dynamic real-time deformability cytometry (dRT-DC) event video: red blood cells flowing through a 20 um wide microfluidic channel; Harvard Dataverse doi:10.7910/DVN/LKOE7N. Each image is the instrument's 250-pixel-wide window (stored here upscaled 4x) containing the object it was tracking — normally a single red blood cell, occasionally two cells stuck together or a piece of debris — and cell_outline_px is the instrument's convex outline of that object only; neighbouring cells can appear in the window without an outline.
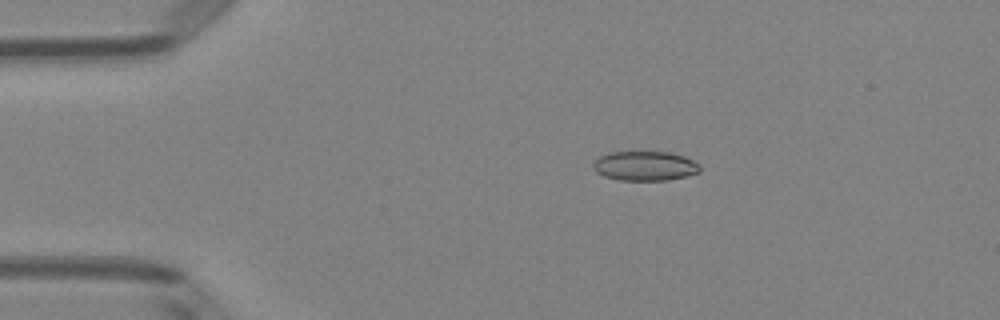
{"species": "Egyptian fruit bat (a non-hibernating species)", "species_latin": "Rousettus aegyptiacus", "temperature_condition": "room temperature", "stored_images_in_passage": 44, "camera_frame_rate_fps": 3000, "um_per_image_px": 0.085, "animal": {"sex": "female"}, "frame": {"image": 1, "passage_image": 3, "time_ms": 0.667, "image_size_px": [1000, 320], "cell_outline_px": [[700, 172], [668, 180], [620, 180], [604, 176], [596, 172], [592, 168], [592, 164], [600, 156], [608, 152], [672, 152], [684, 156], [700, 164]], "centroid_in_image_um": [54.81, 14.1], "position_along_channel_um": 30.2, "area_um2": 18.38}}
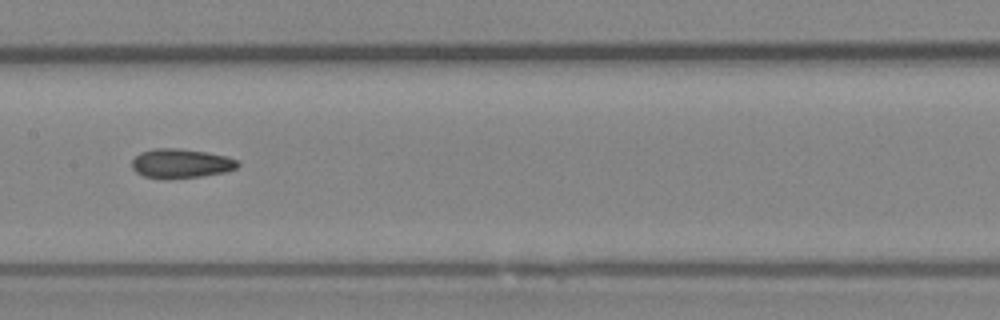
{"frame": {"image": 2, "passage_image": 19, "time_ms": 6.0, "image_size_px": [1000, 320], "cell_outline_px": [[240, 164], [236, 168], [224, 172], [200, 176], [168, 180], [164, 180], [144, 176], [136, 172], [132, 168], [132, 160], [140, 152], [152, 148], [176, 148], [208, 152], [224, 156], [236, 160]], "centroid_in_image_um": [15.33, 13.9], "position_along_channel_um": 192.1, "area_um2": 18.21}}
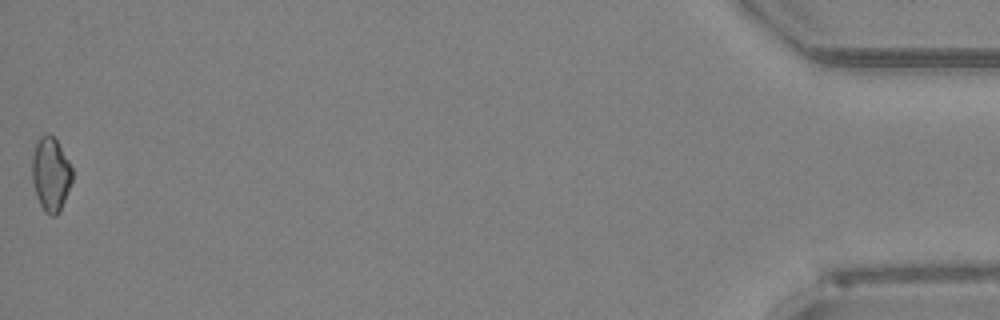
{"frame": {"image": 3, "passage_image": 44, "time_ms": 14.333, "image_size_px": [1000, 320], "cell_outline_px": [[72, 180], [60, 212], [56, 216], [48, 216], [44, 212], [36, 196], [32, 180], [32, 156], [36, 144], [40, 136], [48, 132], [56, 140], [68, 160], [72, 168]], "centroid_in_image_um": [4.3, 14.84], "position_along_channel_um": 430.9, "area_um2": 17.34}, "authors_computed_cell_mechanics": {"area_um2": 17.6868, "velocity_mm_per_s": 4.0192, "shape_relaxation_time_tau1_ms": null, "shape_relaxation_time_tau2_ms": 3.6547, "deformation_change_tau1": null, "deformation_change_tau2": 0.0959}}